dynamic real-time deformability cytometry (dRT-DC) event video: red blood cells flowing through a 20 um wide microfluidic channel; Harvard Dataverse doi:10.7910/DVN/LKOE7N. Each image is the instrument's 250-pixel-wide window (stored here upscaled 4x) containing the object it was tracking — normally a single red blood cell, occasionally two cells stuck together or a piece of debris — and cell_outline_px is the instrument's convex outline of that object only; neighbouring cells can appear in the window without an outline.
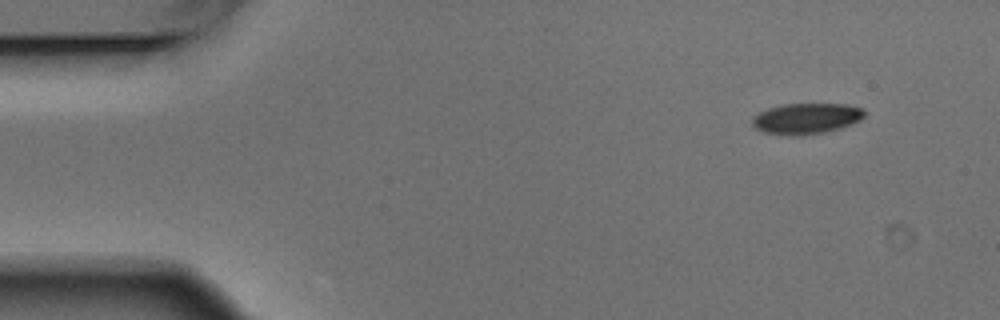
{"species": "Egyptian fruit bat (a non-hibernating species)", "species_latin": "Rousettus aegyptiacus", "temperature_condition": "warm", "stored_images_in_passage": 4, "camera_frame_rate_fps": 3000, "um_per_image_px": 0.085, "animal": {"sex": "male"}, "frame": {"image": 1, "passage_image": 1, "time_ms": 0.0, "image_size_px": [1000, 320], "cell_outline_px": [[864, 116], [860, 120], [840, 128], [824, 132], [800, 136], [796, 136], [764, 132], [756, 128], [752, 124], [752, 116], [768, 108], [784, 104], [844, 104], [864, 108]], "centroid_in_image_um": [68.53, 10.07], "position_along_channel_um": 16.5, "area_um2": 20.06}}
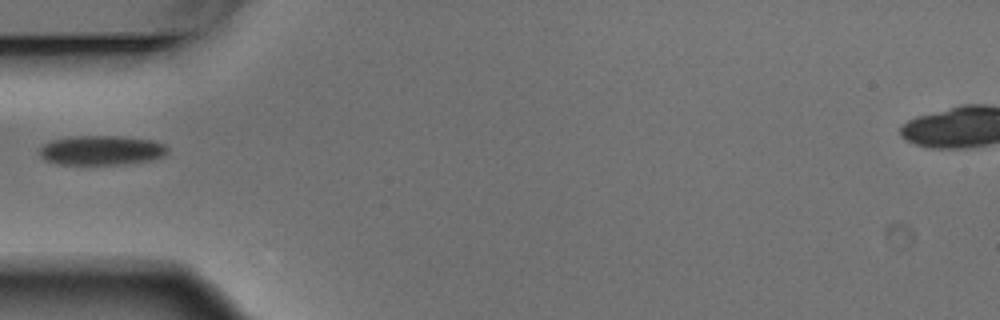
{"frame": {"image": 2, "passage_image": 4, "time_ms": 1.0, "image_size_px": [1000, 320], "cell_outline_px": [[168, 152], [164, 156], [152, 160], [124, 164], [56, 164], [44, 160], [40, 156], [40, 148], [44, 144], [52, 140], [76, 136], [120, 136], [152, 140], [164, 144], [168, 148]], "centroid_in_image_um": [8.64, 12.78], "position_along_channel_um": 76.4, "area_um2": 22.08}}